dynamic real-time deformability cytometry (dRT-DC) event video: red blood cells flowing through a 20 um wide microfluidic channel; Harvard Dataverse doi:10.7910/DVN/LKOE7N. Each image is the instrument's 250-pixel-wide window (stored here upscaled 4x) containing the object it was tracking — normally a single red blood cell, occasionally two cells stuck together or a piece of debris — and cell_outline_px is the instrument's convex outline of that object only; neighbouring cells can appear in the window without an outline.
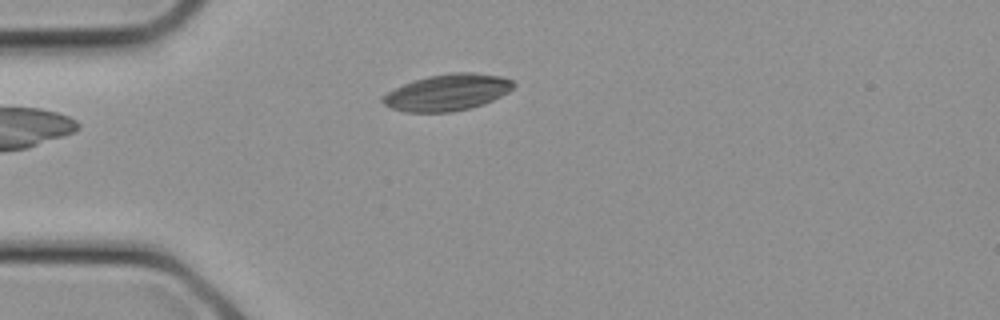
{"species": "common noctule bat (a hibernating species)", "species_latin": "Nyctalus noctula", "temperature_condition": "cold", "stored_images_in_passage": 2, "camera_frame_rate_fps": 3000, "um_per_image_px": 0.085, "animal": {"sex": "female", "body_mass_g": 21.9}, "frame": {"image": 1, "passage_image": 1, "time_ms": 0.0, "image_size_px": [1000, 320], "cell_outline_px": [[516, 84], [508, 92], [484, 104], [472, 108], [452, 112], [404, 112], [392, 108], [384, 104], [380, 100], [380, 96], [404, 84], [428, 76], [452, 72], [472, 72], [500, 76], [512, 80]], "centroid_in_image_um": [38.02, 7.86], "position_along_channel_um": 47.0, "area_um2": 27.8}}